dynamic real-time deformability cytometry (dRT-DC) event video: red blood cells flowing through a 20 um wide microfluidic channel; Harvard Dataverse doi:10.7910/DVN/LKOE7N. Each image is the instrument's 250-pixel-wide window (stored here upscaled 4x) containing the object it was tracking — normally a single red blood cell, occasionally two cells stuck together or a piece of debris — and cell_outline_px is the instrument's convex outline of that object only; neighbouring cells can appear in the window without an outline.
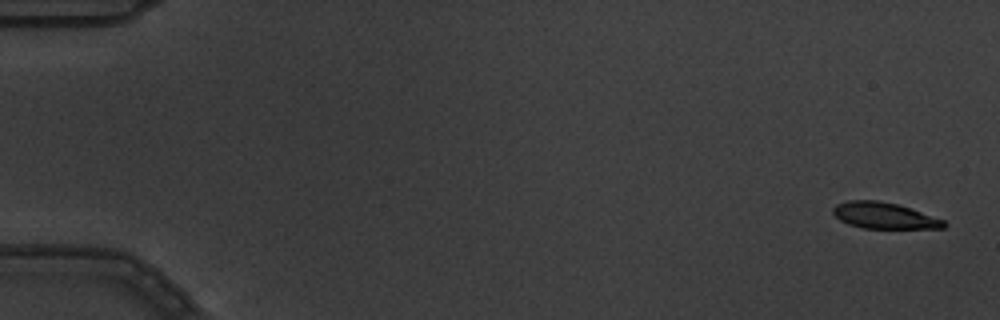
{"species": "common noctule bat (a hibernating species)", "species_latin": "Nyctalus noctula", "temperature_condition": "warm", "stored_images_in_passage": 6, "camera_frame_rate_fps": 3000, "um_per_image_px": 0.085, "animal": {"sex": "male", "body_mass_g": 19.5, "forearm_length_mm": 54.6}, "frame": {"image": 1, "passage_image": 1, "time_ms": 0.0, "image_size_px": [1000, 320], "cell_outline_px": [[948, 224], [944, 228], [860, 228], [848, 224], [840, 220], [832, 212], [832, 208], [836, 204], [848, 200], [876, 200], [896, 204], [944, 220]], "centroid_in_image_um": [75.11, 18.33], "position_along_channel_um": 9.9, "area_um2": 16.76}}